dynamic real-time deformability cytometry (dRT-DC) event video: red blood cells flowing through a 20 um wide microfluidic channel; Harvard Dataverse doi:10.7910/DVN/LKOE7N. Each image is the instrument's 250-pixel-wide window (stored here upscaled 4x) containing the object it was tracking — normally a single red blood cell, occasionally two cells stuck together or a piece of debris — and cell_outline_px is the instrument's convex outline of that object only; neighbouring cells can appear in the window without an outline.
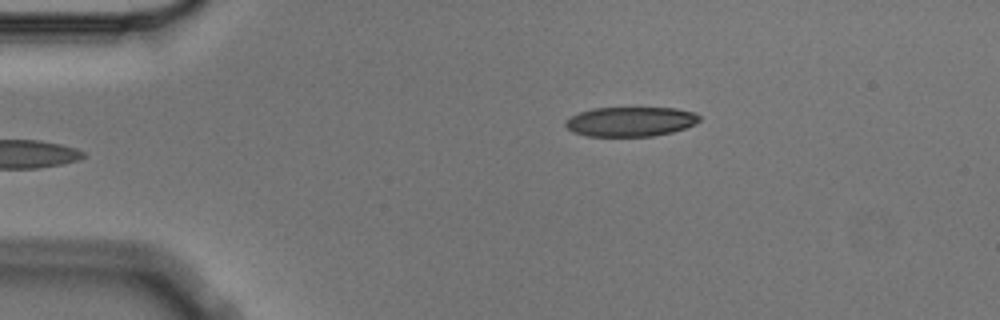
{"species": "Egyptian fruit bat (a non-hibernating species)", "species_latin": "Rousettus aegyptiacus", "temperature_condition": "cold", "stored_images_in_passage": 5, "camera_frame_rate_fps": 3000, "um_per_image_px": 0.085, "animal": {"sex": "male"}, "frame": {"image": 1, "passage_image": 5, "time_ms": 1.333, "image_size_px": [1000, 320], "cell_outline_px": [[700, 120], [696, 124], [672, 132], [652, 136], [588, 136], [572, 132], [564, 124], [564, 120], [580, 112], [592, 108], [676, 108], [696, 112], [700, 116]], "centroid_in_image_um": [53.6, 10.33], "position_along_channel_um": 31.4, "area_um2": 23.18}}